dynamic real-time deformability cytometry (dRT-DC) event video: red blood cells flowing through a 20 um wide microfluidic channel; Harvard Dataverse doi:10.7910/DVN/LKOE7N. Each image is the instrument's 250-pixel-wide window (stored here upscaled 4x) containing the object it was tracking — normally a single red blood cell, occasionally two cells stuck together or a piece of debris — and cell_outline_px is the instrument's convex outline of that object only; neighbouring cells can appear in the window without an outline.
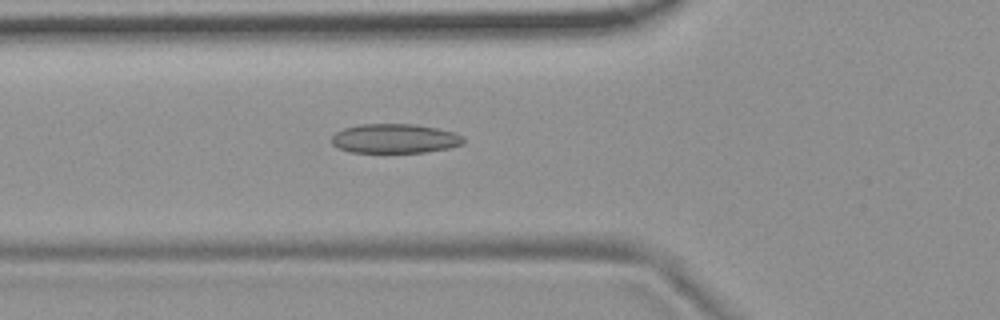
{"species": "common noctule bat (a hibernating species)", "species_latin": "Nyctalus noctula", "temperature_condition": "room temperature", "stored_images_in_passage": 54, "camera_frame_rate_fps": 3000, "um_per_image_px": 0.085, "animal": {"sex": "female", "body_mass_g": 19.9}, "frame": {"image": 1, "passage_image": 19, "time_ms": 6.0, "image_size_px": [1000, 320], "cell_outline_px": [[464, 144], [448, 148], [424, 152], [352, 152], [340, 148], [332, 144], [332, 136], [336, 132], [344, 128], [360, 124], [416, 124], [456, 132], [464, 136]], "centroid_in_image_um": [33.6, 11.77], "position_along_channel_um": 92.2, "area_um2": 22.54}}
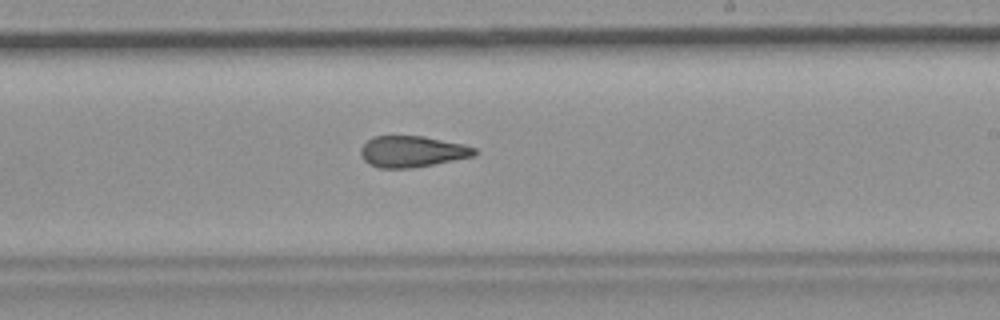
{"frame": {"image": 2, "passage_image": 32, "time_ms": 10.333, "image_size_px": [1000, 320], "cell_outline_px": [[476, 152], [472, 156], [412, 168], [380, 168], [368, 164], [360, 156], [360, 148], [372, 136], [424, 136], [464, 144], [476, 148]], "centroid_in_image_um": [34.98, 12.87], "position_along_channel_um": 254.0, "area_um2": 20.63}}
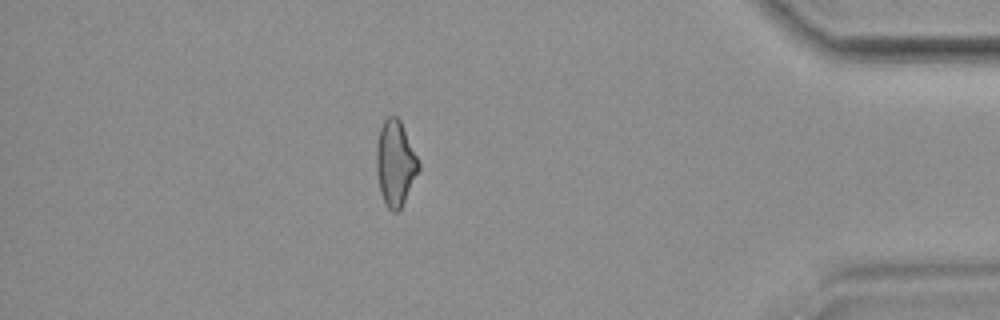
{"frame": {"image": 3, "passage_image": 47, "time_ms": 15.333, "image_size_px": [1000, 320], "cell_outline_px": [[420, 168], [400, 208], [396, 212], [392, 212], [388, 208], [380, 192], [376, 172], [376, 144], [380, 128], [384, 120], [388, 116], [396, 116], [400, 120], [420, 164]], "centroid_in_image_um": [33.57, 13.86], "position_along_channel_um": 401.6, "area_um2": 20.69}, "authors_computed_cell_mechanics": {"area_um2": 21.7328, "velocity_mm_per_s": 3.736, "shape_relaxation_time_tau1_ms": null, "shape_relaxation_time_tau2_ms": 2.5647, "deformation_change_tau1": null, "deformation_change_tau2": 0.1092}}